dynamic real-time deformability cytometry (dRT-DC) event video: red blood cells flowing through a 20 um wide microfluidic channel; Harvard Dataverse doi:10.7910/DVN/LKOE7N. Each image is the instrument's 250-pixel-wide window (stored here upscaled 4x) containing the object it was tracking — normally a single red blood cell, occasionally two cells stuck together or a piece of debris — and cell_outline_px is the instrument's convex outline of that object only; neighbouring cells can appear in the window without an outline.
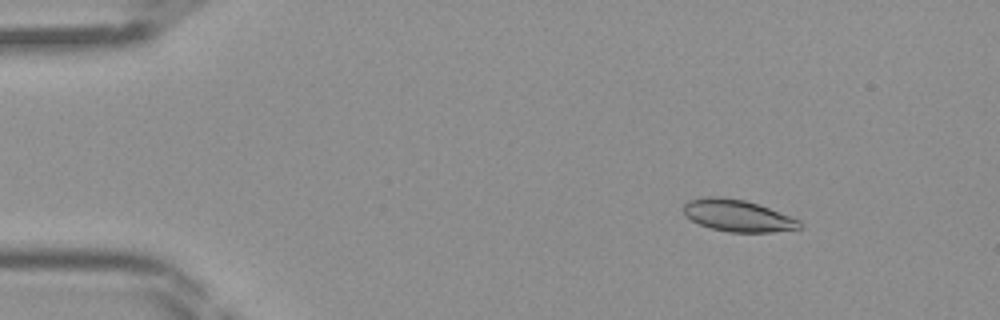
{"species": "Egyptian fruit bat (a non-hibernating species)", "species_latin": "Rousettus aegyptiacus", "temperature_condition": "room temperature", "stored_images_in_passage": 43, "camera_frame_rate_fps": 3000, "um_per_image_px": 0.085, "frame": {"image": 1, "passage_image": 5, "time_ms": 1.333, "image_size_px": [1000, 320], "cell_outline_px": [[800, 228], [772, 232], [728, 232], [712, 228], [700, 224], [684, 216], [684, 204], [688, 200], [708, 196], [716, 196], [744, 200], [768, 208], [800, 220]], "centroid_in_image_um": [62.66, 18.33], "position_along_channel_um": 22.3, "area_um2": 21.21}}
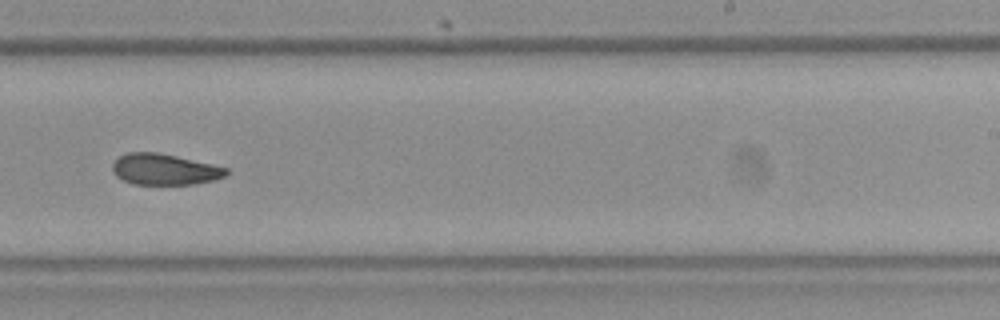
{"frame": {"image": 2, "passage_image": 27, "time_ms": 8.667, "image_size_px": [1000, 320], "cell_outline_px": [[228, 172], [224, 176], [212, 180], [192, 184], [132, 184], [116, 176], [112, 172], [112, 164], [120, 156], [128, 152], [160, 152], [212, 164], [228, 168]], "centroid_in_image_um": [13.96, 14.38], "position_along_channel_um": 275.0, "area_um2": 20.52}}
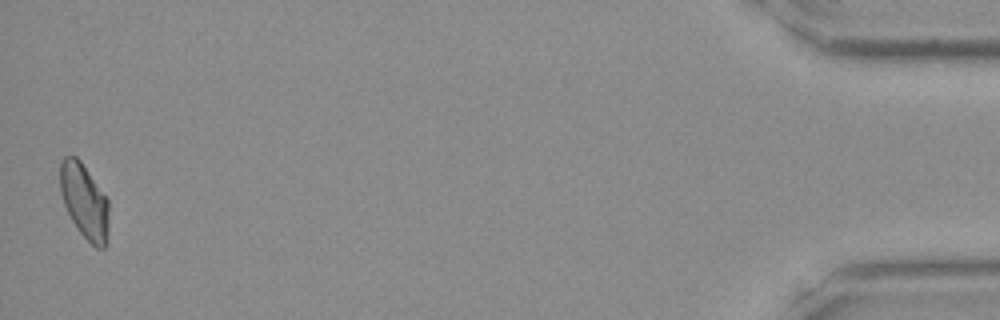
{"frame": {"image": 3, "passage_image": 43, "time_ms": 14.0, "image_size_px": [1000, 320], "cell_outline_px": [[108, 244], [104, 248], [96, 248], [80, 232], [72, 220], [64, 204], [60, 192], [60, 160], [64, 156], [76, 156], [80, 160], [108, 200]], "centroid_in_image_um": [7.17, 17.11], "position_along_channel_um": 428.0, "area_um2": 21.15}}